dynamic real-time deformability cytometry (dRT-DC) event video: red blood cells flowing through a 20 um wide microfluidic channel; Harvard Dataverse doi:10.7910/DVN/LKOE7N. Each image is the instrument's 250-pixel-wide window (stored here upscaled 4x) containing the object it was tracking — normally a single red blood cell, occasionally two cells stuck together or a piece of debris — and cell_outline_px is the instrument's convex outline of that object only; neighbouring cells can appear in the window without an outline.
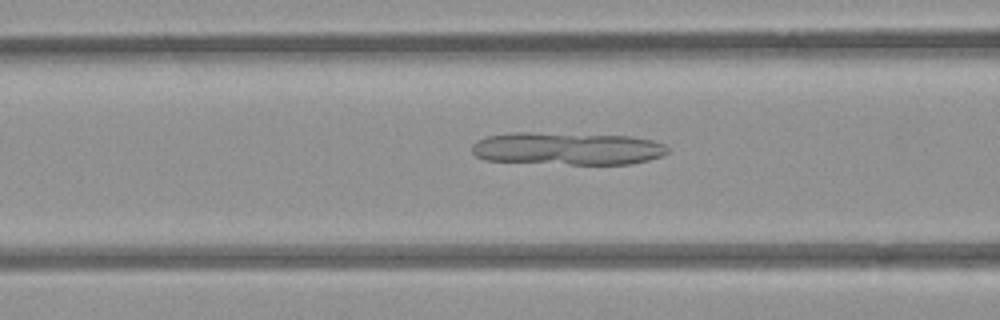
{"species": "common noctule bat (a hibernating species)", "species_latin": "Nyctalus noctula", "temperature_condition": "room temperature", "stored_images_in_passage": 38, "camera_frame_rate_fps": 3000, "um_per_image_px": 0.085, "animal": {"sex": "female", "body_mass_g": 21.9}, "frame": {"image": 1, "passage_image": 9, "time_ms": 2.667, "image_size_px": [1000, 320], "cell_outline_px": [[668, 152], [664, 156], [648, 160], [628, 164], [572, 164], [484, 160], [476, 156], [472, 152], [472, 144], [488, 136], [508, 132], [528, 132], [632, 136], [652, 140], [664, 144], [668, 148]], "centroid_in_image_um": [48.24, 12.62], "position_along_channel_um": 118.4, "area_um2": 37.28}}
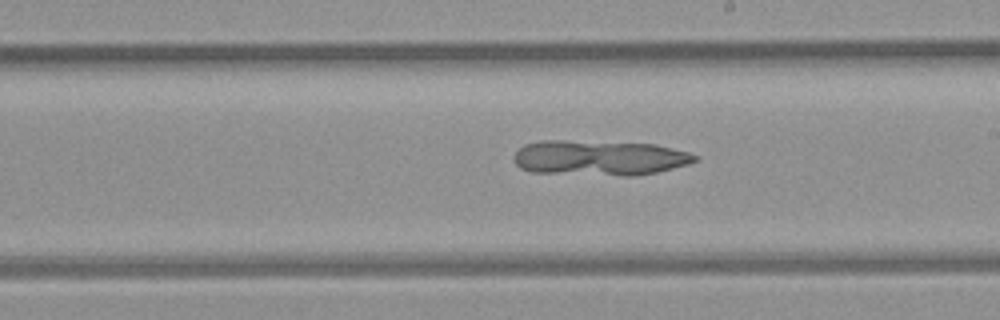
{"frame": {"image": 2, "passage_image": 18, "time_ms": 5.667, "image_size_px": [1000, 320], "cell_outline_px": [[700, 160], [688, 164], [656, 172], [632, 176], [624, 176], [532, 172], [520, 168], [516, 164], [512, 156], [524, 144], [540, 140], [564, 140], [652, 144], [688, 152], [696, 156]], "centroid_in_image_um": [50.9, 13.42], "position_along_channel_um": 238.1, "area_um2": 37.11}}
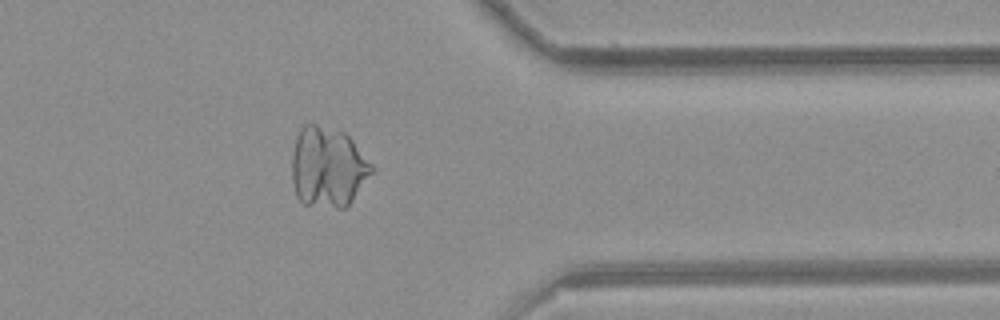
{"frame": {"image": 3, "passage_image": 30, "time_ms": 9.667, "image_size_px": [1000, 320], "cell_outline_px": [[376, 168], [348, 204], [344, 208], [336, 208], [304, 204], [296, 196], [292, 180], [292, 156], [296, 136], [300, 128], [304, 124], [316, 124], [344, 132], [352, 140]], "centroid_in_image_um": [27.86, 14.2], "position_along_channel_um": 383.5, "area_um2": 37.34}}